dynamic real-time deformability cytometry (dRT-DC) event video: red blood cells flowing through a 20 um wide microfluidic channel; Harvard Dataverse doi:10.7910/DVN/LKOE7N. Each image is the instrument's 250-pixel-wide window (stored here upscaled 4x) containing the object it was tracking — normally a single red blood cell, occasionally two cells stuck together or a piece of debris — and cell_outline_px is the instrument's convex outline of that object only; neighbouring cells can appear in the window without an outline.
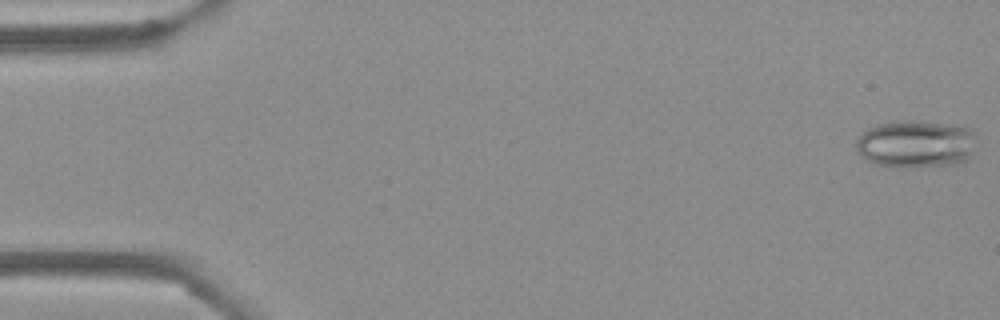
{"species": "Egyptian fruit bat (a non-hibernating species)", "species_latin": "Rousettus aegyptiacus", "temperature_condition": "cold", "stored_images_in_passage": 54, "camera_frame_rate_fps": 3000, "um_per_image_px": 0.085, "frame": {"image": 1, "passage_image": 1, "time_ms": 0.0, "image_size_px": [1000, 320], "cell_outline_px": [[972, 136], [968, 160], [960, 164], [912, 168], [900, 168], [872, 164], [860, 156], [856, 148], [856, 140], [868, 128], [876, 124], [892, 120], [912, 120], [964, 124], [972, 128]], "centroid_in_image_um": [77.8, 12.23], "position_along_channel_um": 7.2, "area_um2": 34.16}}
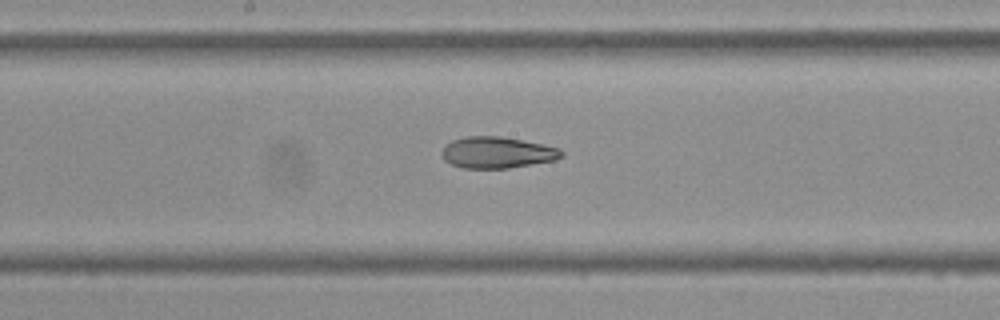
{"frame": {"image": 2, "passage_image": 28, "time_ms": 9.0, "image_size_px": [1000, 320], "cell_outline_px": [[564, 156], [556, 160], [508, 168], [464, 168], [452, 164], [444, 160], [440, 152], [452, 140], [468, 136], [500, 136], [544, 144], [560, 148], [564, 152]], "centroid_in_image_um": [42.3, 12.96], "position_along_channel_um": 205.9, "area_um2": 21.91}}
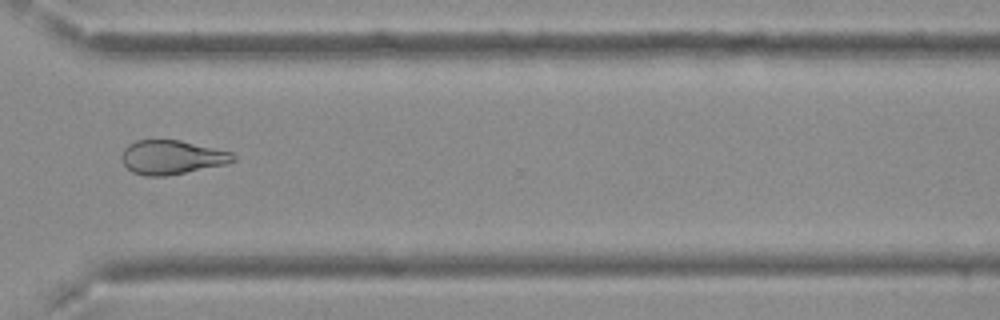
{"frame": {"image": 3, "passage_image": 40, "time_ms": 13.0, "image_size_px": [1000, 320], "cell_outline_px": [[236, 160], [228, 164], [168, 176], [144, 176], [132, 172], [124, 164], [120, 156], [124, 148], [128, 144], [136, 140], [180, 140], [232, 152], [236, 156]], "centroid_in_image_um": [14.61, 13.38], "position_along_channel_um": 356.0, "area_um2": 22.37}, "authors_computed_cell_mechanics": {"area_um2": 23.8136, "velocity_mm_per_s": 3.7554, "shape_relaxation_time_tau1_ms": 6.4982, "shape_relaxation_time_tau2_ms": 3.3875, "deformation_change_tau1": 0.1491, "deformation_change_tau2": 0.1128}}